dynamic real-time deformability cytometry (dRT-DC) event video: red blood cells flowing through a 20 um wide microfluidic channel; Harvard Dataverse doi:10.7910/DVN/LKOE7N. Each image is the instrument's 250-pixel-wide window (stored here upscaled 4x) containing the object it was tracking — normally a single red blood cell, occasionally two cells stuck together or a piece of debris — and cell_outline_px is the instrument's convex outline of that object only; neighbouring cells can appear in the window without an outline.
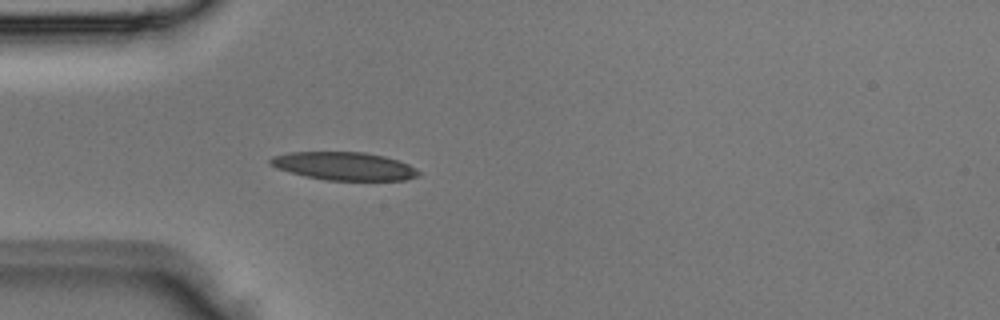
{"species": "Egyptian fruit bat (a non-hibernating species)", "species_latin": "Rousettus aegyptiacus", "temperature_condition": "room temperature", "stored_images_in_passage": 4, "camera_frame_rate_fps": 3000, "um_per_image_px": 0.085, "animal": {"sex": "male"}, "frame": {"image": 1, "passage_image": 4, "time_ms": 1.0, "image_size_px": [1000, 320], "cell_outline_px": [[420, 176], [404, 180], [324, 180], [276, 168], [268, 164], [268, 160], [272, 156], [288, 152], [364, 152], [384, 156], [408, 164], [416, 168], [420, 172]], "centroid_in_image_um": [29.24, 14.11], "position_along_channel_um": 55.8, "area_um2": 24.22}}